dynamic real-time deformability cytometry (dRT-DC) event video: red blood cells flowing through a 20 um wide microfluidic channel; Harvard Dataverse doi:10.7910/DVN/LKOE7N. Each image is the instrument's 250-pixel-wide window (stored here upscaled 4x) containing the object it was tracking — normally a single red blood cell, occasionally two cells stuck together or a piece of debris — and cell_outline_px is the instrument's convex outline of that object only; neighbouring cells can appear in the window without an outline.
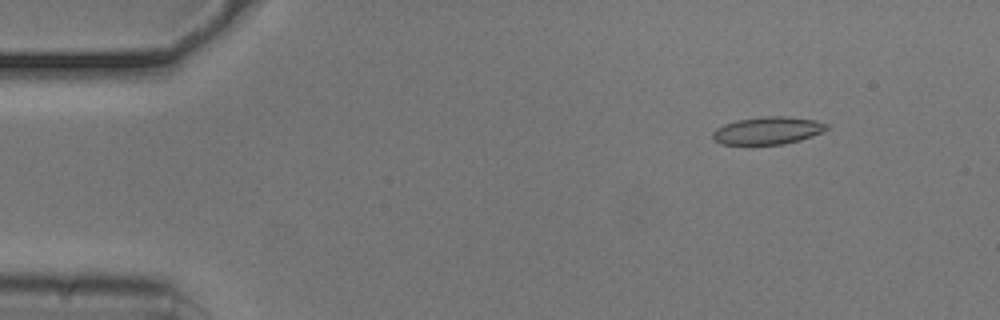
{"species": "common noctule bat (a hibernating species)", "species_latin": "Nyctalus noctula", "temperature_condition": "cold", "stored_images_in_passage": 16, "camera_frame_rate_fps": 3000, "um_per_image_px": 0.085, "animal": {"sex": "male", "body_mass_g": 20.5, "forearm_length_mm": 52.5}, "frame": {"image": 1, "passage_image": 6, "time_ms": 1.667, "image_size_px": [1000, 320], "cell_outline_px": [[828, 128], [812, 136], [800, 140], [784, 144], [720, 144], [712, 140], [712, 132], [716, 128], [724, 124], [736, 120], [768, 116], [780, 116], [812, 120], [828, 124]], "centroid_in_image_um": [65.19, 11.11], "position_along_channel_um": 19.8, "area_um2": 18.09}}